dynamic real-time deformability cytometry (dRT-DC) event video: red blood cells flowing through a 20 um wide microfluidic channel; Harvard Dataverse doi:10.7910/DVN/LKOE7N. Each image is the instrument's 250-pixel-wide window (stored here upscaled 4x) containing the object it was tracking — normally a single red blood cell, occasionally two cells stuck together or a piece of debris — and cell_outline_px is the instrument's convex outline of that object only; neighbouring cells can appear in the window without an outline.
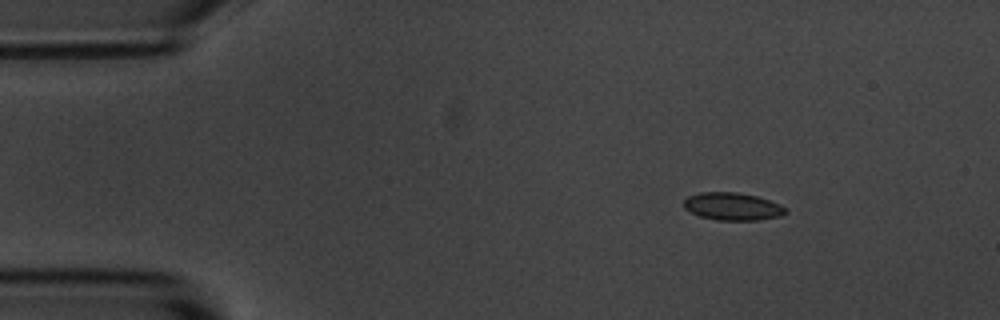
{"species": "common noctule bat (a hibernating species)", "species_latin": "Nyctalus noctula", "temperature_condition": "room temperature", "stored_images_in_passage": 7, "camera_frame_rate_fps": 3000, "um_per_image_px": 0.085, "animal": {"sex": "male", "body_mass_g": 20.1, "forearm_length_mm": 53.5}, "frame": {"image": 1, "passage_image": 1, "time_ms": 0.0, "image_size_px": [1000, 320], "cell_outline_px": [[788, 212], [780, 216], [756, 220], [716, 220], [700, 216], [684, 208], [684, 200], [688, 196], [700, 192], [736, 192], [756, 196], [780, 204], [788, 208]], "centroid_in_image_um": [62.28, 17.55], "position_along_channel_um": 22.7, "area_um2": 16.36}}
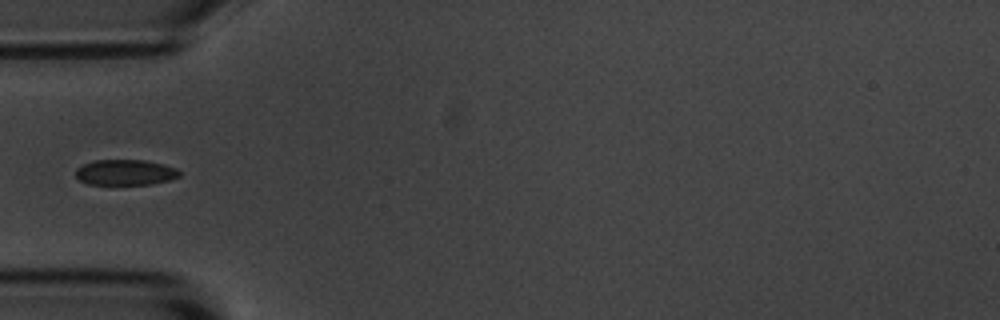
{"frame": {"image": 2, "passage_image": 4, "time_ms": 3.333, "image_size_px": [1000, 320], "cell_outline_px": [[180, 176], [168, 180], [152, 184], [88, 184], [80, 180], [76, 176], [76, 168], [84, 164], [96, 160], [144, 160], [164, 164], [176, 168], [180, 172]], "centroid_in_image_um": [10.66, 14.65], "position_along_channel_um": 74.3, "area_um2": 15.37}}
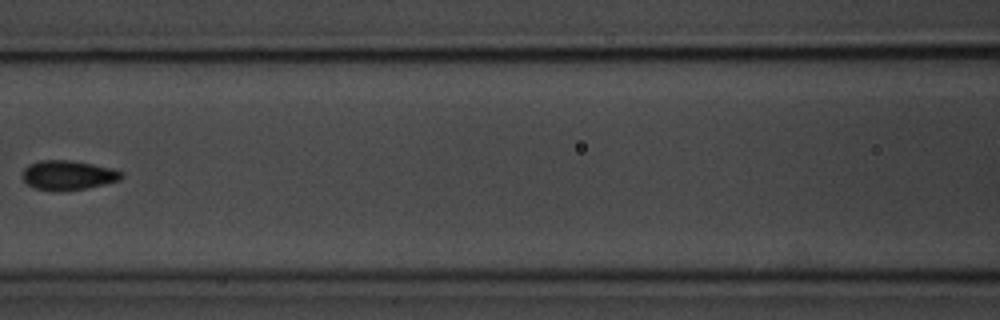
{"frame": {"image": 3, "passage_image": 6, "time_ms": 5.667, "image_size_px": [1000, 320], "cell_outline_px": [[124, 176], [120, 180], [88, 188], [60, 192], [52, 192], [36, 188], [28, 184], [24, 180], [24, 168], [28, 164], [40, 160], [72, 160], [112, 168], [124, 172]], "centroid_in_image_um": [5.81, 14.9], "position_along_channel_um": 160.8, "area_um2": 17.22}}